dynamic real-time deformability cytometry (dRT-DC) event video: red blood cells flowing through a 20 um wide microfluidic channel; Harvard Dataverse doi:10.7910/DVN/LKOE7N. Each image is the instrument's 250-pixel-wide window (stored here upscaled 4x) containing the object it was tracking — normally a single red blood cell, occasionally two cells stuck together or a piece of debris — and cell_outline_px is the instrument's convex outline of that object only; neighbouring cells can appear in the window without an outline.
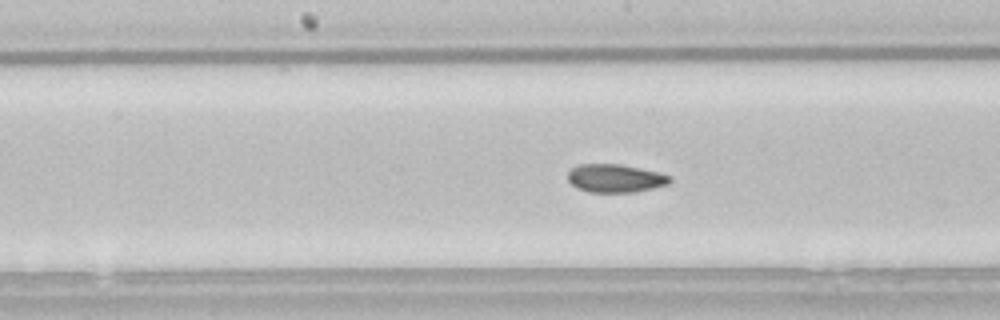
{"species": "common noctule bat (a hibernating species)", "species_latin": "Nyctalus noctula", "temperature_condition": "room temperature", "stored_images_in_passage": 14, "camera_frame_rate_fps": 3000, "um_per_image_px": 0.085, "animal": {"sex": "male", "body_mass_g": 21.5, "forearm_length_mm": 52.0}, "frame": {"image": 1, "passage_image": 12, "time_ms": 3.667, "image_size_px": [1000, 320], "cell_outline_px": [[672, 180], [668, 184], [652, 188], [632, 192], [588, 192], [576, 188], [568, 180], [568, 172], [576, 164], [620, 164], [656, 172], [672, 176]], "centroid_in_image_um": [52.26, 15.15], "position_along_channel_um": 195.9, "area_um2": 16.7}}